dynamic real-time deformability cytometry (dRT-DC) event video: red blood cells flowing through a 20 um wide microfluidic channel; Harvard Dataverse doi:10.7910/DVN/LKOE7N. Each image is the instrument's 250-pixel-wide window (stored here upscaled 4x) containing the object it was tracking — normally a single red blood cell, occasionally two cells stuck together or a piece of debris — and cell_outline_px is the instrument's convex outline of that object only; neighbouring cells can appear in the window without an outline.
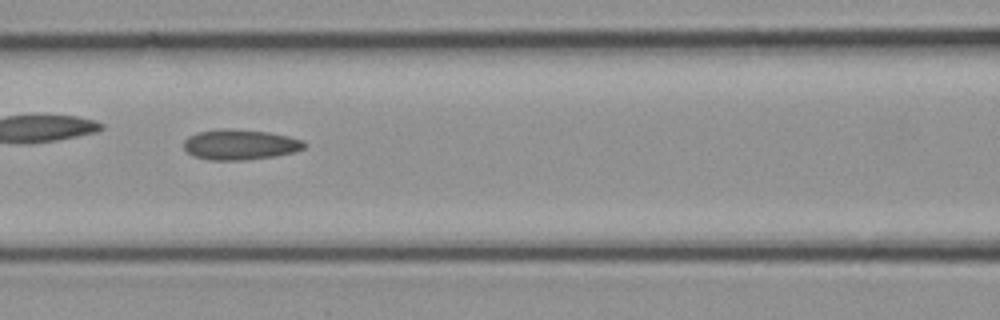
{"species": "common noctule bat (a hibernating species)", "species_latin": "Nyctalus noctula", "temperature_condition": "cold", "stored_images_in_passage": 17, "camera_frame_rate_fps": 3000, "um_per_image_px": 0.085, "animal": {"sex": "female", "body_mass_g": 21.9}, "frame": {"image": 1, "passage_image": 8, "time_ms": 2.333, "image_size_px": [1000, 320], "cell_outline_px": [[308, 144], [304, 148], [296, 152], [276, 156], [244, 160], [208, 160], [192, 156], [184, 148], [184, 140], [188, 136], [196, 132], [220, 128], [224, 128], [268, 132], [288, 136], [304, 140]], "centroid_in_image_um": [20.41, 12.29], "position_along_channel_um": 146.2, "area_um2": 21.62}}
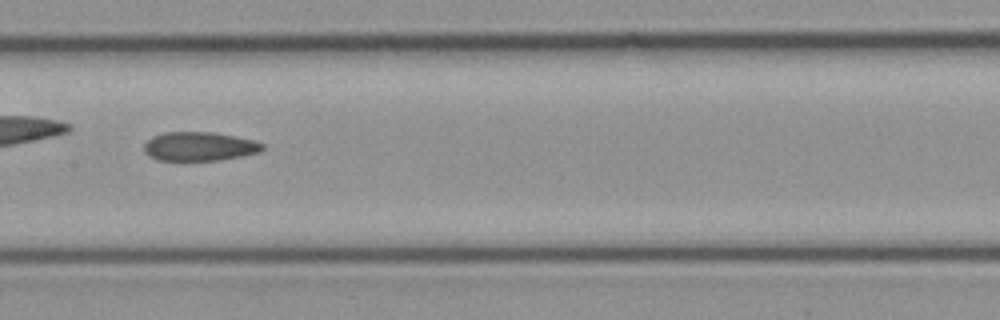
{"frame": {"image": 2, "passage_image": 10, "time_ms": 3.0, "image_size_px": [1000, 320], "cell_outline_px": [[264, 148], [260, 152], [220, 160], [156, 160], [148, 156], [144, 152], [144, 144], [152, 136], [164, 132], [212, 132], [252, 140], [264, 144]], "centroid_in_image_um": [16.9, 12.45], "position_along_channel_um": 190.5, "area_um2": 19.88}}
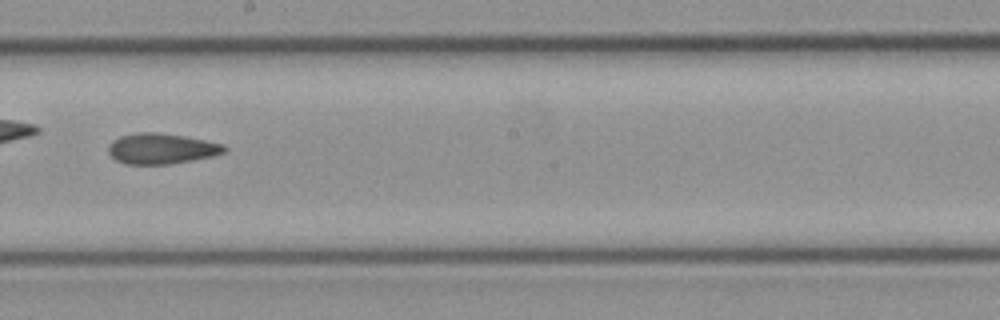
{"frame": {"image": 3, "passage_image": 12, "time_ms": 3.667, "image_size_px": [1000, 320], "cell_outline_px": [[228, 148], [224, 152], [216, 156], [168, 164], [124, 164], [116, 160], [108, 152], [108, 144], [112, 140], [120, 136], [136, 132], [156, 132], [184, 136], [224, 144]], "centroid_in_image_um": [13.71, 12.63], "position_along_channel_um": 234.5, "area_um2": 20.81}}